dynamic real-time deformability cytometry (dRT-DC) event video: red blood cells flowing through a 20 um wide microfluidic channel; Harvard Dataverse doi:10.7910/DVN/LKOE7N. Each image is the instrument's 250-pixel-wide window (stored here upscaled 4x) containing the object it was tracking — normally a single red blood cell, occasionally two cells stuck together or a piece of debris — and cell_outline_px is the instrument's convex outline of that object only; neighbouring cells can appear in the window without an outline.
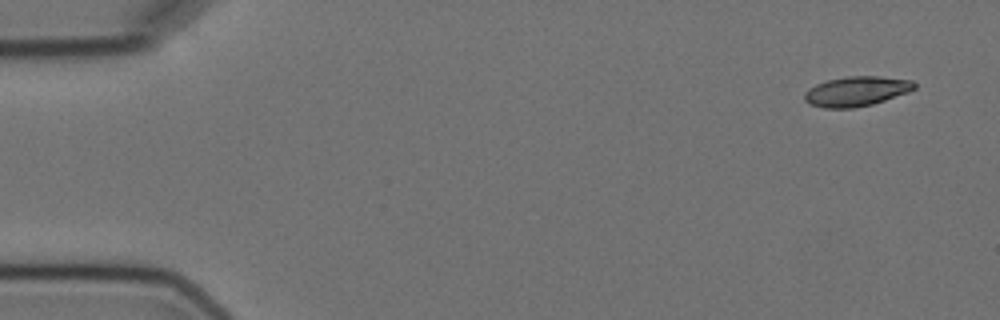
{"species": "Egyptian fruit bat (a non-hibernating species)", "species_latin": "Rousettus aegyptiacus", "temperature_condition": "cold", "stored_images_in_passage": 4, "camera_frame_rate_fps": 3000, "um_per_image_px": 0.085, "animal": {"sex": "female"}, "frame": {"image": 1, "passage_image": 1, "time_ms": 0.0, "image_size_px": [1000, 320], "cell_outline_px": [[916, 88], [908, 92], [872, 104], [852, 108], [824, 108], [808, 104], [804, 100], [804, 92], [808, 88], [816, 84], [828, 80], [848, 76], [880, 76], [912, 80], [916, 84]], "centroid_in_image_um": [72.77, 7.76], "position_along_channel_um": 12.2, "area_um2": 19.13}}
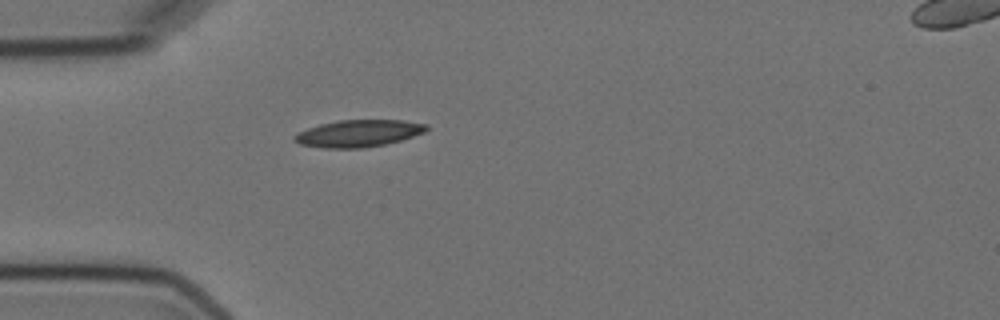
{"frame": {"image": 2, "passage_image": 4, "time_ms": 4.333, "image_size_px": [1000, 320], "cell_outline_px": [[428, 128], [424, 132], [400, 140], [384, 144], [364, 148], [324, 148], [300, 144], [292, 140], [292, 136], [308, 128], [320, 124], [340, 120], [404, 120], [428, 124]], "centroid_in_image_um": [30.46, 11.33], "position_along_channel_um": 54.5, "area_um2": 20.69}}